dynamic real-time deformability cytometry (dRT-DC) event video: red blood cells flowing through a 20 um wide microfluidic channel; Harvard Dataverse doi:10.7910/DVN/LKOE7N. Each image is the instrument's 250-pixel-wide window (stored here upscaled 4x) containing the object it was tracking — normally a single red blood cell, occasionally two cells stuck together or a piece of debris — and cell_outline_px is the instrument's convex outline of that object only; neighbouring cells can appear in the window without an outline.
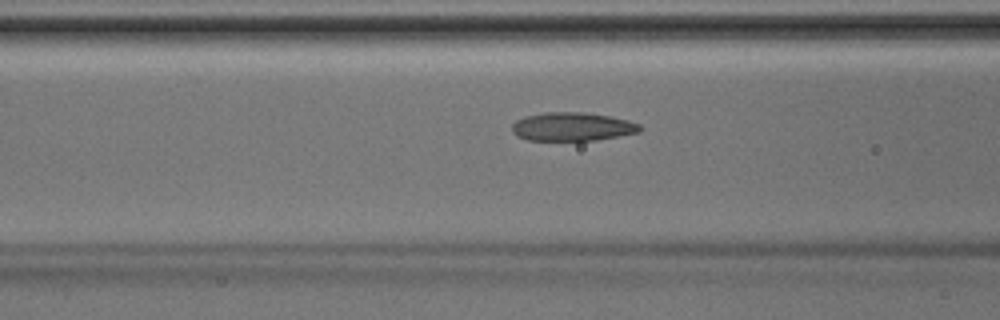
{"species": "Egyptian fruit bat (a non-hibernating species)", "species_latin": "Rousettus aegyptiacus", "temperature_condition": "room temperature", "stored_images_in_passage": 30, "camera_frame_rate_fps": 3000, "um_per_image_px": 0.085, "animal": {"sex": "male"}, "frame": {"image": 1, "passage_image": 4, "time_ms": 1.0, "image_size_px": [1000, 320], "cell_outline_px": [[640, 132], [596, 140], [528, 140], [516, 136], [512, 132], [512, 124], [516, 120], [524, 116], [544, 112], [584, 112], [612, 116], [628, 120], [640, 124]], "centroid_in_image_um": [48.63, 10.76], "position_along_channel_um": 118.0, "area_um2": 21.39}}
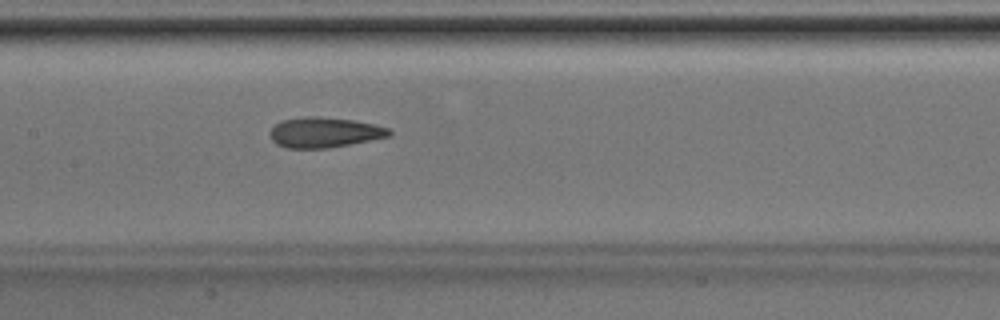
{"frame": {"image": 2, "passage_image": 8, "time_ms": 2.333, "image_size_px": [1000, 320], "cell_outline_px": [[392, 132], [388, 136], [348, 144], [324, 148], [284, 148], [276, 144], [272, 140], [268, 132], [280, 120], [304, 116], [312, 116], [356, 120], [388, 128]], "centroid_in_image_um": [27.49, 11.24], "position_along_channel_um": 179.9, "area_um2": 20.87}}
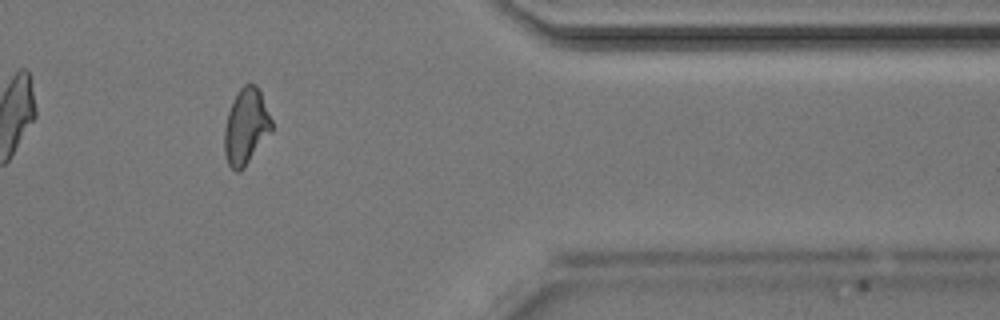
{"frame": {"image": 3, "passage_image": 23, "time_ms": 7.333, "image_size_px": [1000, 320], "cell_outline_px": [[272, 132], [244, 168], [240, 172], [236, 172], [228, 164], [224, 152], [224, 128], [228, 112], [240, 88], [244, 84], [256, 84], [260, 92], [272, 120]], "centroid_in_image_um": [20.91, 10.8], "position_along_channel_um": 390.5, "area_um2": 20.87}}